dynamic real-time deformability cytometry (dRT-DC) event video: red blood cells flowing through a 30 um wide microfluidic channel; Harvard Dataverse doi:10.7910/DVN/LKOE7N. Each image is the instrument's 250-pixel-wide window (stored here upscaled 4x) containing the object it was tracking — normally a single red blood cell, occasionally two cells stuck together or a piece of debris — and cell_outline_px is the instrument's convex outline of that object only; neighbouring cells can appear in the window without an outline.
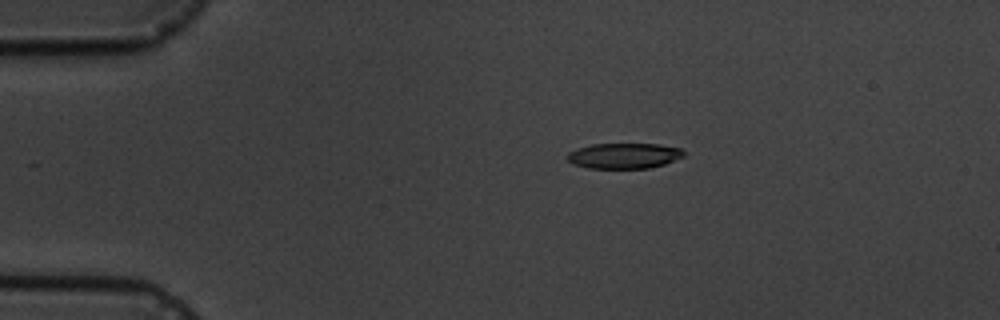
{"species": "common noctule bat (a hibernating species)", "species_latin": "Nyctalus noctula", "temperature_condition": "cold", "stored_images_in_passage": 14, "camera_frame_rate_fps": 3000, "um_per_image_px": 0.085, "animal": {"sex": "male", "body_mass_g": 19.5, "forearm_length_mm": 54.6}, "frame": {"image": 1, "passage_image": 1, "time_ms": 0.0, "image_size_px": [1000, 320], "cell_outline_px": [[684, 156], [664, 164], [648, 168], [588, 168], [572, 164], [564, 156], [568, 152], [576, 148], [592, 144], [660, 144], [680, 148], [684, 152]], "centroid_in_image_um": [52.99, 13.23], "position_along_channel_um": 32.0, "area_um2": 17.4}}
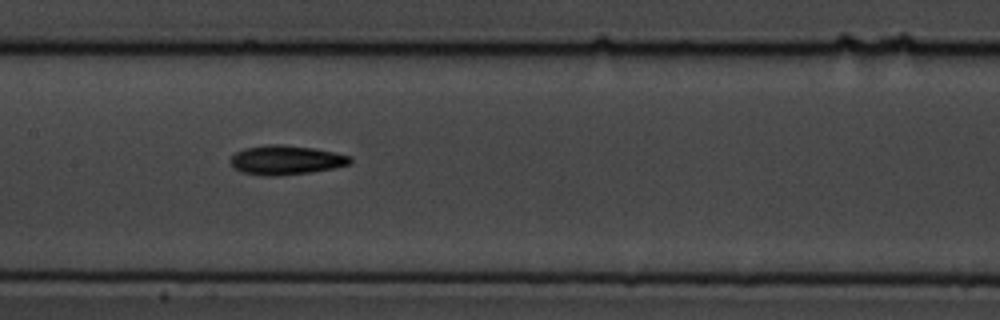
{"frame": {"image": 2, "passage_image": 6, "time_ms": 5.667, "image_size_px": [1000, 320], "cell_outline_px": [[352, 160], [348, 164], [332, 168], [308, 172], [276, 176], [264, 176], [240, 172], [228, 160], [236, 152], [244, 148], [268, 144], [280, 144], [312, 148], [336, 152], [352, 156]], "centroid_in_image_um": [24.28, 13.59], "position_along_channel_um": 183.1, "area_um2": 20.35}}
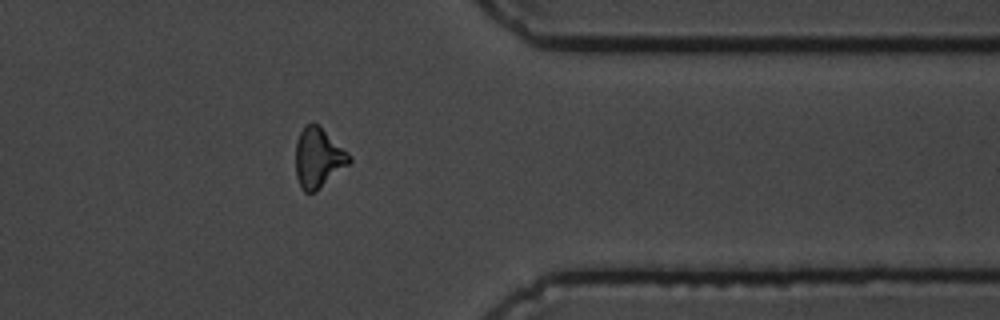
{"frame": {"image": 3, "passage_image": 11, "time_ms": 11.667, "image_size_px": [1000, 320], "cell_outline_px": [[352, 160], [348, 164], [316, 192], [304, 192], [300, 188], [296, 176], [296, 140], [304, 124], [316, 124], [348, 152], [352, 156]], "centroid_in_image_um": [27.03, 13.44], "position_along_channel_um": 384.4, "area_um2": 18.5}, "authors_computed_cell_mechanics": {"area_um2": 18.4382, "velocity_mm_per_s": 3.5396, "shape_relaxation_time_tau1_ms": 2.3261, "shape_relaxation_time_tau2_ms": 7.3831, "deformation_change_tau1": 0.0788, "deformation_change_tau2": 0.1573}}